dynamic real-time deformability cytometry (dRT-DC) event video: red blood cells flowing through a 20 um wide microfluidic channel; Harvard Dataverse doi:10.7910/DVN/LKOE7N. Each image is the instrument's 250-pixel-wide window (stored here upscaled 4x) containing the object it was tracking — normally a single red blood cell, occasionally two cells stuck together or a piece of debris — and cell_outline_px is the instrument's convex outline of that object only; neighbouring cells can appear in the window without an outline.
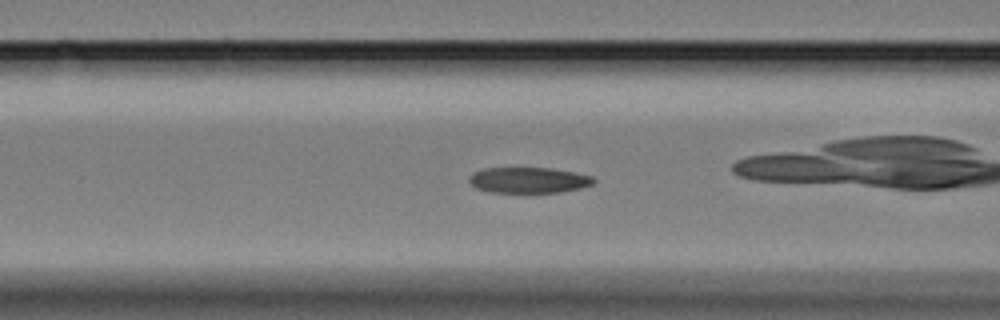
{"species": "Egyptian fruit bat (a non-hibernating species)", "species_latin": "Rousettus aegyptiacus", "temperature_condition": "cold", "stored_images_in_passage": 31, "camera_frame_rate_fps": 3000, "um_per_image_px": 0.085, "animal": {"sex": "female"}, "frame": {"image": 1, "passage_image": 12, "time_ms": 3.667, "image_size_px": [1000, 320], "cell_outline_px": [[596, 180], [592, 184], [580, 188], [560, 192], [492, 192], [476, 188], [468, 180], [468, 176], [472, 172], [484, 168], [552, 168], [576, 172], [592, 176]], "centroid_in_image_um": [44.92, 15.3], "position_along_channel_um": 121.7, "area_um2": 18.73}}
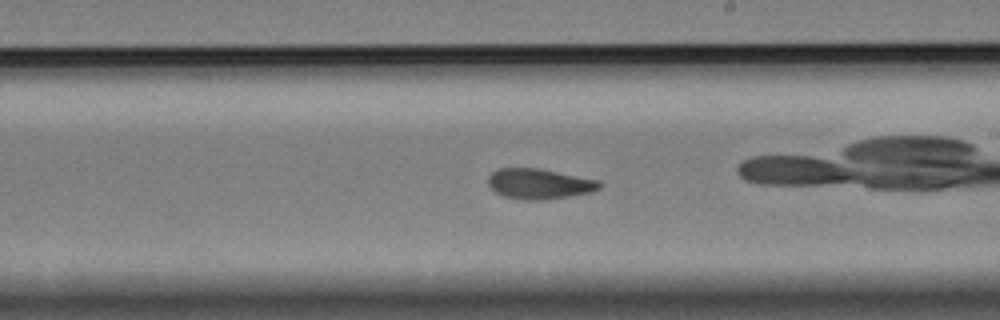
{"frame": {"image": 2, "passage_image": 23, "time_ms": 7.333, "image_size_px": [1000, 320], "cell_outline_px": [[600, 188], [592, 192], [544, 200], [524, 200], [504, 196], [496, 192], [488, 184], [488, 176], [496, 168], [540, 168], [600, 180]], "centroid_in_image_um": [45.83, 15.61], "position_along_channel_um": 243.2, "area_um2": 19.77}, "authors_computed_cell_mechanics": {"area_um2": 19.652, "velocity_mm_per_s": 3.3097, "shape_relaxation_time_tau1_ms": null, "shape_relaxation_time_tau2_ms": 2.1517, "deformation_change_tau1": null, "deformation_change_tau2": 0.0678}}